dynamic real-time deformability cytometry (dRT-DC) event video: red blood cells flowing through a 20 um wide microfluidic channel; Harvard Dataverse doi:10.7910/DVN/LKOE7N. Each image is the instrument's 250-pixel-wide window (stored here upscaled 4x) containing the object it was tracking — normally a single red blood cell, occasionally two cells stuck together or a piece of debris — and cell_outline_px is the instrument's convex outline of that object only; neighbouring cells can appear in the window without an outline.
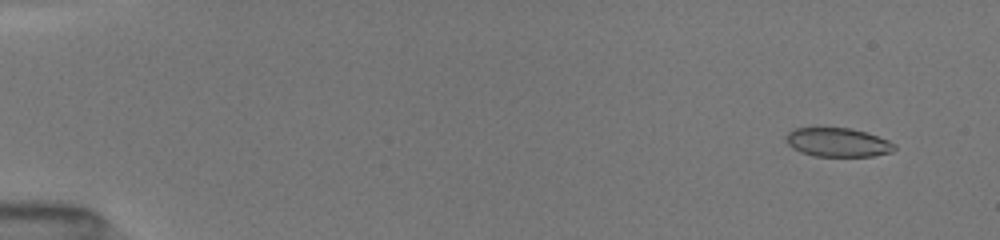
{"species": "common noctule bat (a hibernating species)", "species_latin": "Nyctalus noctula", "temperature_condition": "room temperature", "stored_images_in_passage": 7, "camera_frame_rate_fps": 3000, "um_per_image_px": 0.085, "animal": {"sex": "female", "body_mass_g": 19.5, "forearm_length_mm": 54.1}, "frame": {"image": 1, "passage_image": 1, "time_ms": 0.0, "image_size_px": [1000, 240], "cell_outline_px": [[896, 148], [888, 152], [868, 156], [816, 156], [804, 152], [796, 148], [788, 140], [788, 132], [796, 128], [852, 128], [888, 140], [896, 144]], "centroid_in_image_um": [71.27, 12.09], "position_along_channel_um": 13.7, "area_um2": 17.51}}
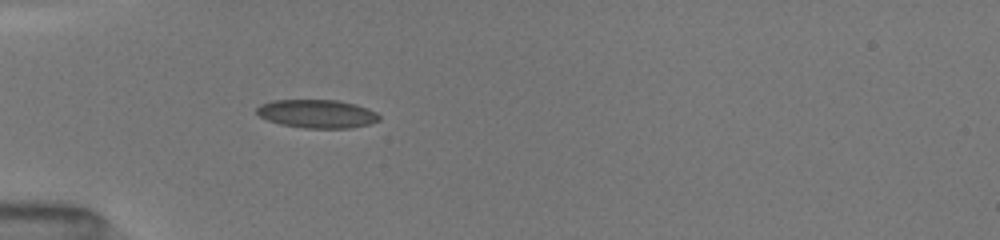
{"frame": {"image": 2, "passage_image": 5, "time_ms": 4.333, "image_size_px": [1000, 240], "cell_outline_px": [[376, 120], [368, 124], [344, 128], [304, 128], [284, 124], [268, 120], [260, 116], [256, 112], [256, 108], [260, 104], [272, 100], [336, 100], [352, 104], [364, 108], [372, 112], [376, 116]], "centroid_in_image_um": [26.82, 9.66], "position_along_channel_um": 58.2, "area_um2": 19.54}}
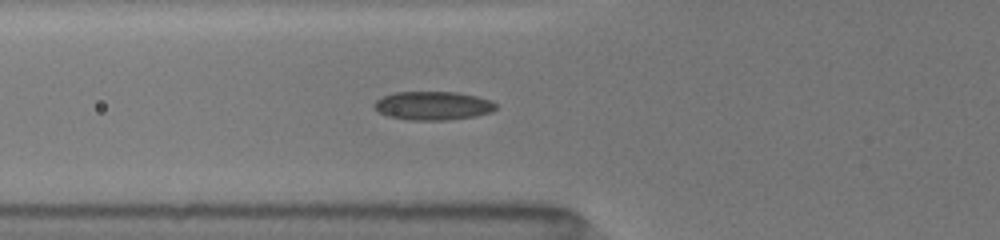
{"frame": {"image": 3, "passage_image": 7, "time_ms": 5.333, "image_size_px": [1000, 240], "cell_outline_px": [[496, 108], [492, 112], [476, 116], [444, 120], [408, 120], [388, 116], [380, 112], [372, 104], [376, 100], [384, 96], [396, 92], [456, 92], [476, 96], [488, 100], [496, 104]], "centroid_in_image_um": [36.79, 8.99], "position_along_channel_um": 89.0, "area_um2": 20.11}}